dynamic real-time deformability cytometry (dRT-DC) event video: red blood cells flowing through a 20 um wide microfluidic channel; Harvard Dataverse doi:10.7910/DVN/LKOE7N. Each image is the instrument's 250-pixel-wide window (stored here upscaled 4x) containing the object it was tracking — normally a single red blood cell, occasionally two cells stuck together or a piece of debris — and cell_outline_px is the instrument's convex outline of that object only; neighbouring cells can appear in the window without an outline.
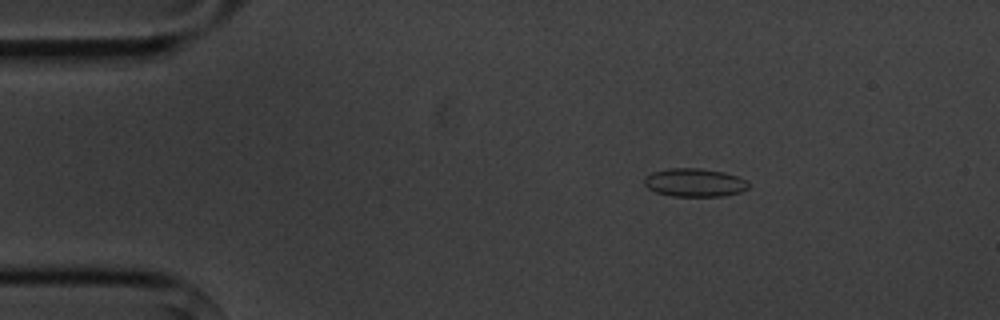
{"species": "common noctule bat (a hibernating species)", "species_latin": "Nyctalus noctula", "temperature_condition": "cold", "stored_images_in_passage": 4, "camera_frame_rate_fps": 3000, "um_per_image_px": 0.085, "animal": {"sex": "male", "body_mass_g": 20.1, "forearm_length_mm": 53.5}, "frame": {"image": 1, "passage_image": 2, "time_ms": 1.0, "image_size_px": [1000, 320], "cell_outline_px": [[748, 188], [740, 192], [720, 196], [672, 196], [656, 192], [648, 188], [644, 184], [644, 176], [652, 172], [668, 168], [700, 168], [724, 172], [748, 180]], "centroid_in_image_um": [59.02, 15.51], "position_along_channel_um": 26.0, "area_um2": 17.22}}
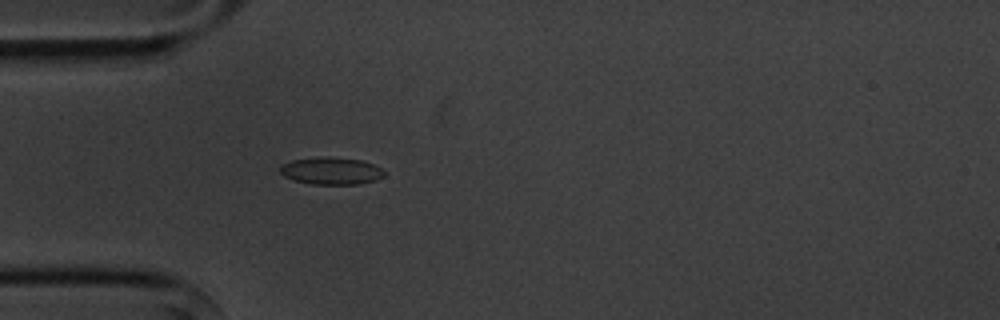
{"frame": {"image": 2, "passage_image": 4, "time_ms": 3.333, "image_size_px": [1000, 320], "cell_outline_px": [[384, 176], [376, 180], [360, 184], [312, 184], [296, 180], [284, 176], [280, 172], [280, 168], [284, 164], [292, 160], [320, 156], [328, 156], [360, 160], [372, 164], [380, 168], [384, 172]], "centroid_in_image_um": [28.16, 14.52], "position_along_channel_um": 56.8, "area_um2": 16.42}}